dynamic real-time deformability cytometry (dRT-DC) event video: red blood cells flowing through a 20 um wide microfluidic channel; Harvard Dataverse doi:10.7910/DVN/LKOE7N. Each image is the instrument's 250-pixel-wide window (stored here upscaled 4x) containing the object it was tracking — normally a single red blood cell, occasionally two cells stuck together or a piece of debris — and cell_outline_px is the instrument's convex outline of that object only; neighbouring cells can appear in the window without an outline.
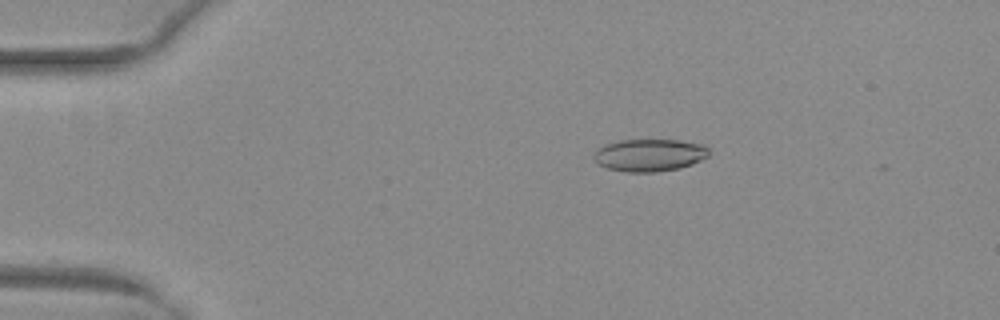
{"species": "common noctule bat (a hibernating species)", "species_latin": "Nyctalus noctula", "temperature_condition": "warm", "stored_images_in_passage": 42, "camera_frame_rate_fps": 3000, "um_per_image_px": 0.085, "animal": {"sex": "female", "body_mass_g": 29.2, "forearm_length_mm": 56.3}, "frame": {"image": 1, "passage_image": 1, "time_ms": 0.0, "image_size_px": [1000, 320], "cell_outline_px": [[708, 156], [692, 164], [680, 168], [656, 172], [628, 172], [608, 168], [600, 164], [592, 156], [592, 152], [608, 144], [620, 140], [680, 140], [704, 144], [708, 148]], "centroid_in_image_um": [55.23, 13.18], "position_along_channel_um": 29.8, "area_um2": 21.62}}
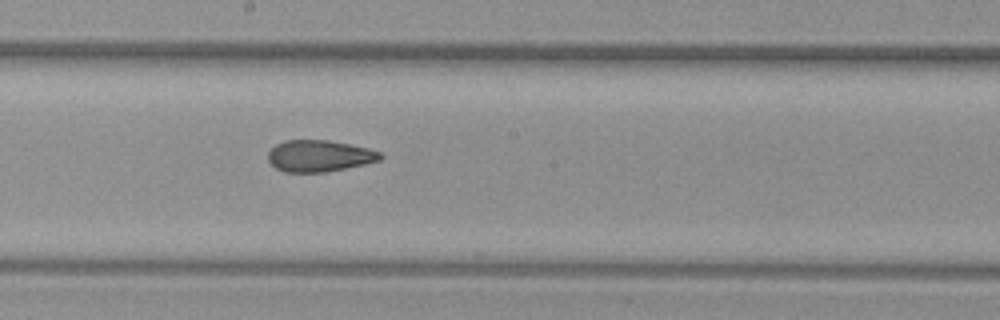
{"frame": {"image": 2, "passage_image": 20, "time_ms": 6.333, "image_size_px": [1000, 320], "cell_outline_px": [[384, 156], [380, 160], [364, 164], [324, 172], [284, 172], [276, 168], [268, 160], [268, 152], [276, 144], [284, 140], [328, 140], [368, 148], [380, 152]], "centroid_in_image_um": [27.12, 13.25], "position_along_channel_um": 221.1, "area_um2": 20.52}}
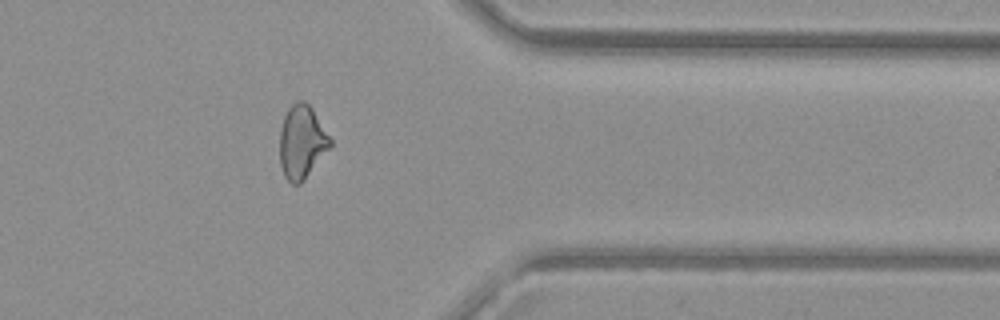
{"frame": {"image": 3, "passage_image": 33, "time_ms": 10.667, "image_size_px": [1000, 320], "cell_outline_px": [[332, 144], [304, 180], [300, 184], [292, 184], [284, 176], [280, 164], [280, 128], [284, 116], [288, 108], [296, 100], [304, 100], [312, 108], [332, 140]], "centroid_in_image_um": [25.64, 12.05], "position_along_channel_um": 385.8, "area_um2": 21.5}, "authors_computed_cell_mechanics": {"area_um2": 21.6461, "velocity_mm_per_s": 4.0697, "shape_relaxation_time_tau1_ms": null, "shape_relaxation_time_tau2_ms": 1.6193, "deformation_change_tau1": null, "deformation_change_tau2": 0.085}}